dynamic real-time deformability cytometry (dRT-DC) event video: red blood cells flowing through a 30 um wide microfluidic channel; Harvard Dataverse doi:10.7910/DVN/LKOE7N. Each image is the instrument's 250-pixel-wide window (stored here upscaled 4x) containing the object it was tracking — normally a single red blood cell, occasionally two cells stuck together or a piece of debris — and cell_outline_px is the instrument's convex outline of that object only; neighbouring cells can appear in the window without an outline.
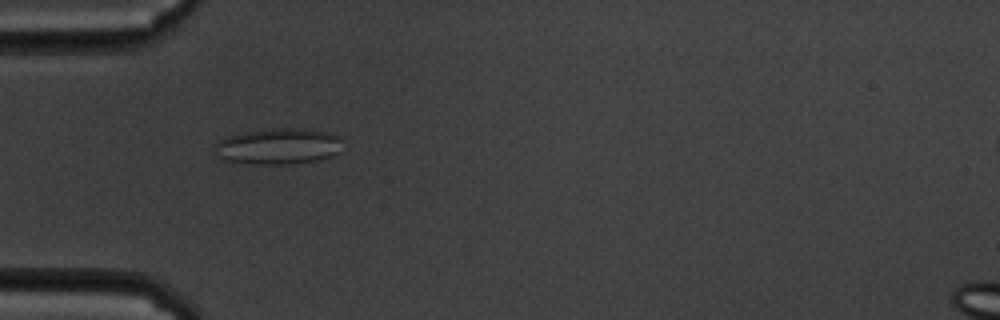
{"species": "common noctule bat (a hibernating species)", "species_latin": "Nyctalus noctula", "temperature_condition": "cold", "stored_images_in_passage": 60, "camera_frame_rate_fps": 3000, "um_per_image_px": 0.085, "animal": {"sex": "male", "body_mass_g": 19.5, "forearm_length_mm": 54.6}, "frame": {"image": 1, "passage_image": 19, "time_ms": 6.0, "image_size_px": [1000, 320], "cell_outline_px": [[340, 152], [332, 156], [320, 160], [292, 164], [252, 164], [224, 160], [220, 156], [216, 148], [216, 144], [220, 140], [228, 136], [244, 132], [284, 128], [304, 128], [332, 132], [340, 136]], "centroid_in_image_um": [23.74, 12.44], "position_along_channel_um": 61.3, "area_um2": 26.82}}
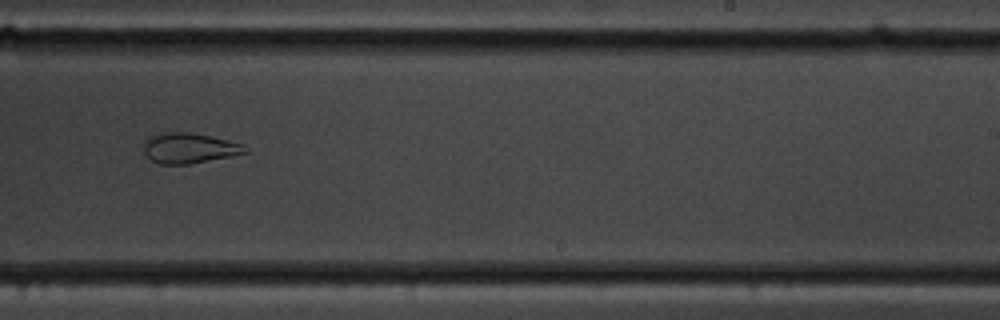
{"frame": {"image": 2, "passage_image": 38, "time_ms": 12.333, "image_size_px": [1000, 320], "cell_outline_px": [[248, 152], [188, 164], [156, 164], [144, 152], [144, 144], [148, 136], [160, 132], [188, 132], [212, 136], [244, 144], [248, 148]], "centroid_in_image_um": [16.06, 12.57], "position_along_channel_um": 272.9, "area_um2": 17.92}}
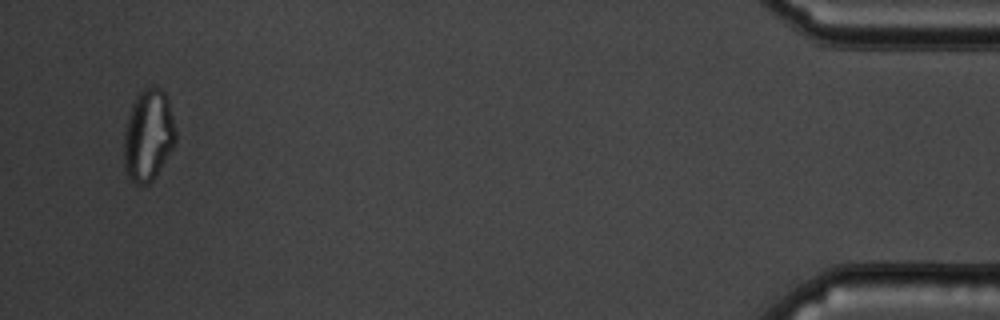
{"frame": {"image": 3, "passage_image": 58, "time_ms": 19.0, "image_size_px": [1000, 320], "cell_outline_px": [[176, 140], [172, 148], [152, 180], [148, 184], [136, 184], [128, 176], [124, 168], [124, 128], [132, 104], [136, 96], [148, 84], [160, 88], [164, 92], [168, 100], [176, 132]], "centroid_in_image_um": [12.58, 11.46], "position_along_channel_um": 422.6, "area_um2": 27.51}, "authors_computed_cell_mechanics": {"area_um2": 25.721, "velocity_mm_per_s": 3.392, "shape_relaxation_time_tau1_ms": null, "shape_relaxation_time_tau2_ms": 2.1913, "deformation_change_tau1": null, "deformation_change_tau2": 0.0853}}